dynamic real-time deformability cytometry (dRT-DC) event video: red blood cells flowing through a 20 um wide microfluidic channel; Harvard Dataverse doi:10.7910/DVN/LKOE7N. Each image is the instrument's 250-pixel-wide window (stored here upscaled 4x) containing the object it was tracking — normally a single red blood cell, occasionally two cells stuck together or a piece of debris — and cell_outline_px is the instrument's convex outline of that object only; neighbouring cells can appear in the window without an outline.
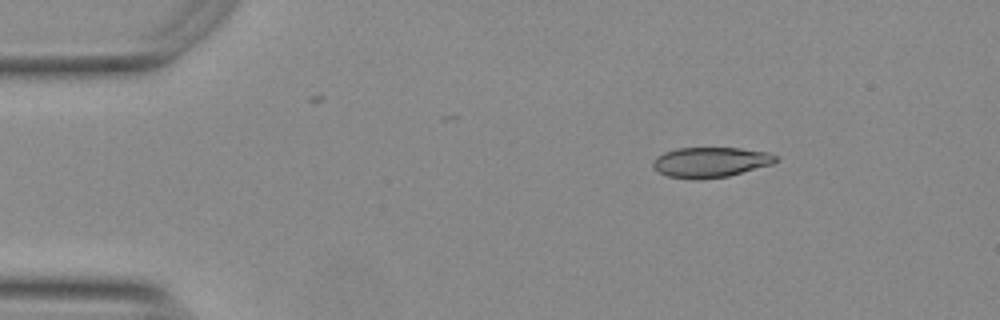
{"species": "Egyptian fruit bat (a non-hibernating species)", "species_latin": "Rousettus aegyptiacus", "temperature_condition": "warm", "stored_images_in_passage": 47, "camera_frame_rate_fps": 3000, "um_per_image_px": 0.085, "animal": {"sex": "female"}, "frame": {"image": 1, "passage_image": 1, "time_ms": 0.0, "image_size_px": [1000, 320], "cell_outline_px": [[780, 160], [772, 164], [728, 176], [696, 180], [692, 180], [668, 176], [652, 168], [652, 164], [656, 156], [664, 152], [676, 148], [740, 148], [768, 152], [776, 156]], "centroid_in_image_um": [60.38, 13.79], "position_along_channel_um": 24.6, "area_um2": 21.73}}
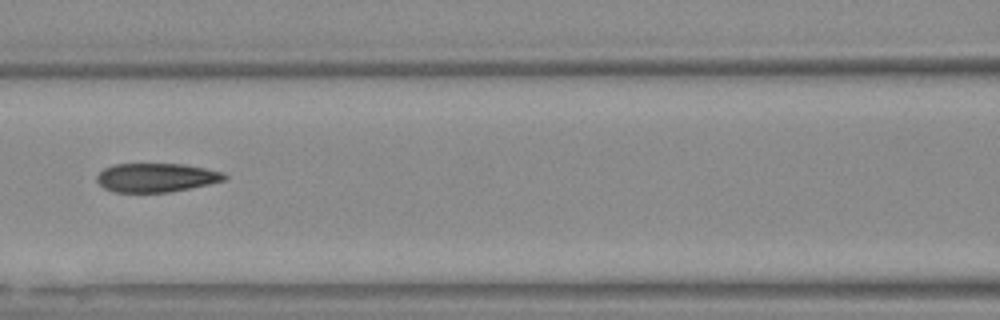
{"frame": {"image": 2, "passage_image": 17, "time_ms": 5.333, "image_size_px": [1000, 320], "cell_outline_px": [[228, 176], [224, 180], [208, 184], [168, 192], [112, 192], [104, 188], [96, 180], [96, 176], [104, 168], [112, 164], [184, 164], [224, 172]], "centroid_in_image_um": [13.25, 15.09], "position_along_channel_um": 153.3, "area_um2": 21.39}}
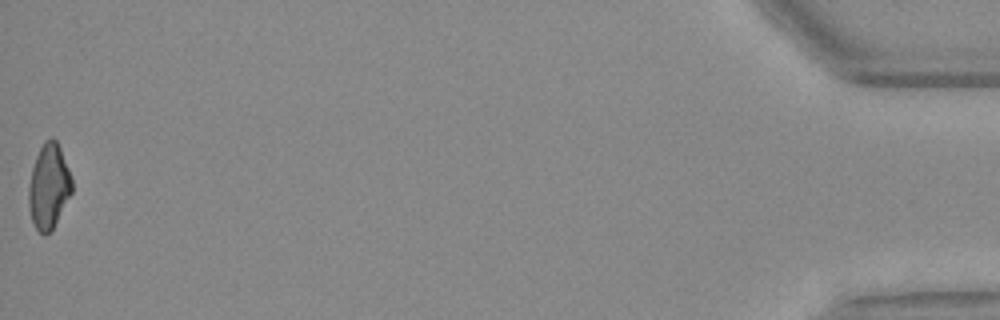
{"frame": {"image": 3, "passage_image": 47, "time_ms": 15.333, "image_size_px": [1000, 320], "cell_outline_px": [[72, 192], [52, 228], [44, 236], [36, 228], [32, 220], [28, 208], [28, 188], [32, 168], [36, 156], [44, 140], [52, 136], [56, 140], [60, 148], [68, 168], [72, 180]], "centroid_in_image_um": [4.13, 15.81], "position_along_channel_um": 431.1, "area_um2": 21.15}, "authors_computed_cell_mechanics": {"area_um2": 22.1374, "velocity_mm_per_s": 3.7827, "shape_relaxation_time_tau1_ms": 8.5884, "shape_relaxation_time_tau2_ms": 2.1214, "deformation_change_tau1": 0.2264, "deformation_change_tau2": 0.094}}